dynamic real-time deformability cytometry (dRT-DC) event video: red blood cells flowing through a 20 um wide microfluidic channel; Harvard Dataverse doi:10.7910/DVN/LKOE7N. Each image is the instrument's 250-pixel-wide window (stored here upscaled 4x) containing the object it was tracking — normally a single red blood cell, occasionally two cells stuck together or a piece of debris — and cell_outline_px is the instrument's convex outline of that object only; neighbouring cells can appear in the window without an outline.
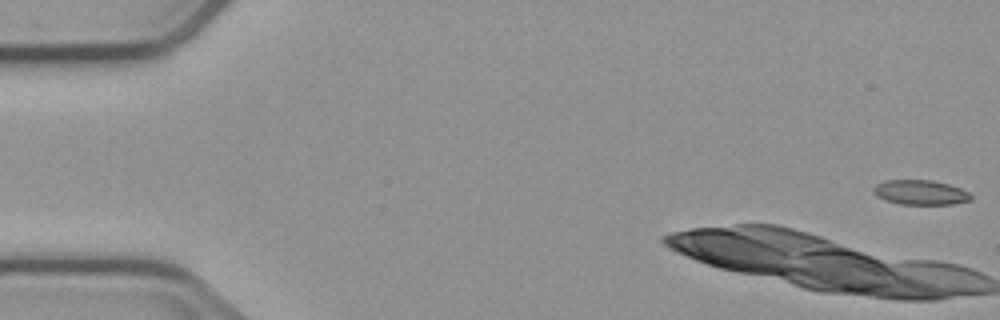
{"species": "common noctule bat (a hibernating species)", "species_latin": "Nyctalus noctula", "temperature_condition": "cold", "stored_images_in_passage": 6, "camera_frame_rate_fps": 3000, "um_per_image_px": 0.085, "animal": {"sex": "male", "body_mass_g": 23.1, "forearm_length_mm": 52.7}, "frame": {"image": 1, "passage_image": 6, "time_ms": 5.667, "image_size_px": [1000, 320], "cell_outline_px": [[972, 200], [952, 204], [900, 204], [884, 200], [876, 196], [872, 192], [872, 188], [876, 184], [884, 180], [932, 180], [948, 184], [960, 188], [968, 192], [972, 196]], "centroid_in_image_um": [78.2, 16.35], "position_along_channel_um": 6.8, "area_um2": 14.16}}